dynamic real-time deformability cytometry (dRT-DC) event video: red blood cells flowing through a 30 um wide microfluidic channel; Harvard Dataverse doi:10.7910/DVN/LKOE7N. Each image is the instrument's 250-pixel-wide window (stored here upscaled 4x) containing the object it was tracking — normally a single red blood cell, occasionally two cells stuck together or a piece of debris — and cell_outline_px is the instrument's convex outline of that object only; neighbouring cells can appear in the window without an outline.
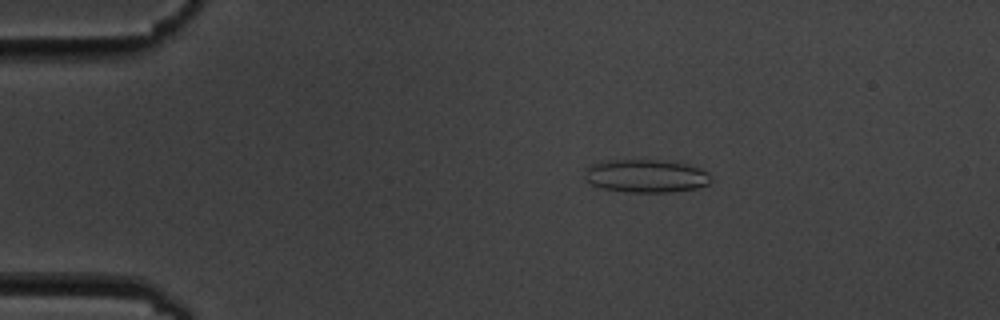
{"species": "common noctule bat (a hibernating species)", "species_latin": "Nyctalus noctula", "temperature_condition": "cold", "stored_images_in_passage": 8, "camera_frame_rate_fps": 3000, "um_per_image_px": 0.085, "animal": {"sex": "male", "body_mass_g": 19.5, "forearm_length_mm": 54.6}, "frame": {"image": 1, "passage_image": 4, "time_ms": 3.333, "image_size_px": [1000, 320], "cell_outline_px": [[712, 180], [708, 184], [696, 188], [668, 192], [628, 192], [604, 188], [592, 184], [584, 180], [584, 172], [592, 164], [604, 160], [664, 160], [688, 164], [700, 168], [708, 172]], "centroid_in_image_um": [54.91, 14.95], "position_along_channel_um": 30.1, "area_um2": 24.39}}
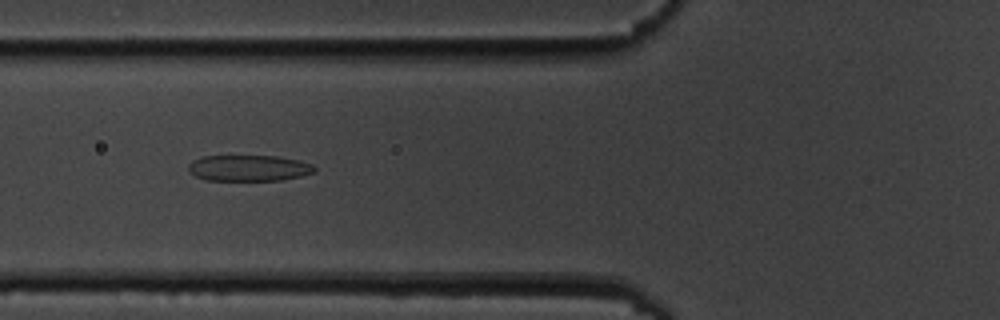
{"frame": {"image": 2, "passage_image": 7, "time_ms": 7.0, "image_size_px": [1000, 320], "cell_outline_px": [[316, 172], [300, 176], [280, 180], [204, 180], [196, 176], [188, 168], [188, 164], [192, 160], [200, 156], [276, 156], [300, 160], [312, 164], [316, 168]], "centroid_in_image_um": [21.15, 14.28], "position_along_channel_um": 104.6, "area_um2": 19.19}}
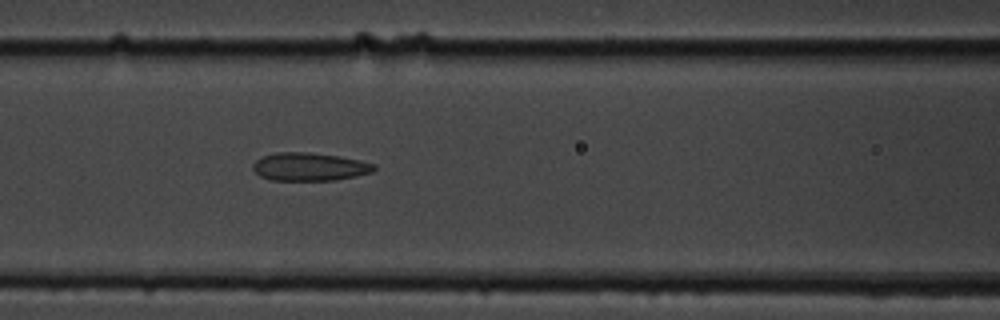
{"frame": {"image": 3, "passage_image": 8, "time_ms": 8.0, "image_size_px": [1000, 320], "cell_outline_px": [[376, 168], [372, 172], [356, 176], [332, 180], [268, 180], [260, 176], [252, 168], [252, 164], [256, 160], [264, 156], [276, 152], [308, 152], [340, 156], [360, 160], [376, 164]], "centroid_in_image_um": [26.31, 14.17], "position_along_channel_um": 140.3, "area_um2": 19.88}}